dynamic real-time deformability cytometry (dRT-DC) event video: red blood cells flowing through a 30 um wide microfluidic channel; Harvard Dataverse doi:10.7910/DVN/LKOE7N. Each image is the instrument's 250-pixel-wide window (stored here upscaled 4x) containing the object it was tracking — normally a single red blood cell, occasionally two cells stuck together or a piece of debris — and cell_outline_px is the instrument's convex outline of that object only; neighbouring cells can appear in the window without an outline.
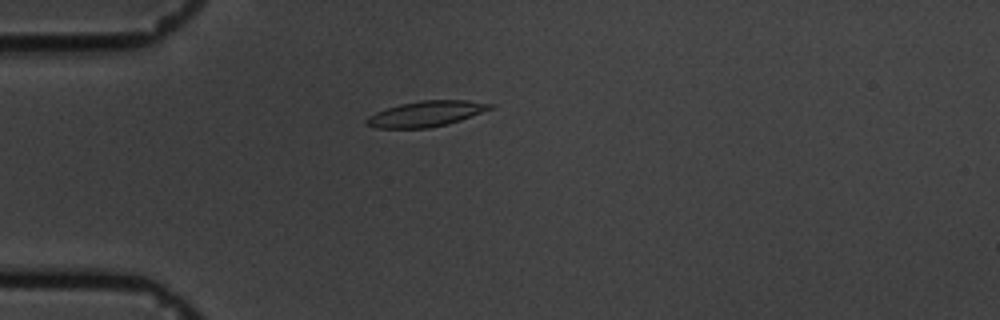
{"species": "common noctule bat (a hibernating species)", "species_latin": "Nyctalus noctula", "temperature_condition": "cold", "stored_images_in_passage": 21, "camera_frame_rate_fps": 3000, "um_per_image_px": 0.085, "animal": {"sex": "male", "body_mass_g": 19.5, "forearm_length_mm": 54.6}, "frame": {"image": 1, "passage_image": 17, "time_ms": 5.333, "image_size_px": [1000, 320], "cell_outline_px": [[496, 104], [492, 108], [460, 120], [448, 124], [428, 128], [376, 128], [368, 124], [364, 120], [368, 116], [376, 112], [400, 104], [420, 100], [468, 100]], "centroid_in_image_um": [36.23, 9.66], "position_along_channel_um": 48.8, "area_um2": 18.32}}